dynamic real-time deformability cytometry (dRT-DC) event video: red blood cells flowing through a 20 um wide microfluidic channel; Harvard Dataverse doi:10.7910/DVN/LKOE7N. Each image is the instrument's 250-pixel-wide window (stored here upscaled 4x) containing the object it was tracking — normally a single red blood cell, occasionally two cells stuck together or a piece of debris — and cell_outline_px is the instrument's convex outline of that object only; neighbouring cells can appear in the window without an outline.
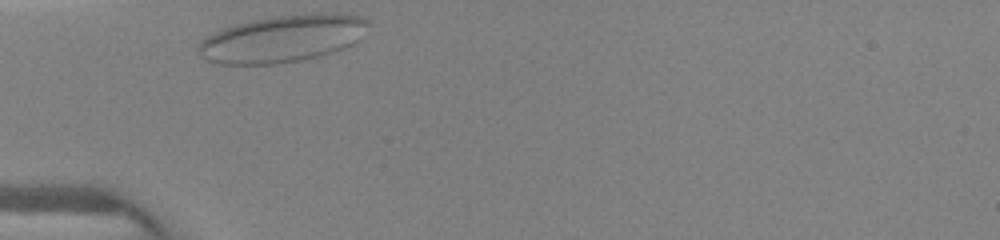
{"species": "human", "species_latin": "Homo sapiens", "temperature_condition": "warm", "stored_images_in_passage": 6, "camera_frame_rate_fps": 3000, "um_per_image_px": 0.085, "donor": {"sex": "female"}, "frame": {"image": 1, "passage_image": 1, "time_ms": 0.0, "image_size_px": [1000, 240], "cell_outline_px": [[368, 24], [360, 40], [352, 44], [332, 52], [300, 60], [272, 64], [220, 64], [208, 60], [200, 56], [196, 48], [200, 40], [204, 36], [220, 28], [252, 20], [276, 16], [336, 12], [344, 12], [356, 16], [364, 20]], "centroid_in_image_um": [23.95, 3.28], "position_along_channel_um": 61.1, "area_um2": 46.59}}
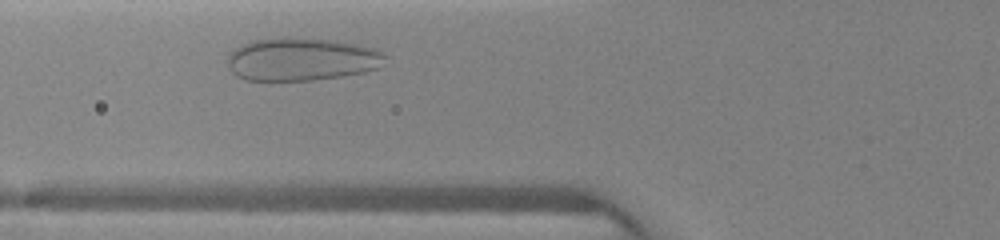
{"frame": {"image": 2, "passage_image": 3, "time_ms": 1.0, "image_size_px": [1000, 240], "cell_outline_px": [[388, 56], [380, 68], [364, 72], [340, 76], [312, 80], [248, 80], [236, 76], [232, 72], [228, 64], [228, 56], [236, 48], [252, 40], [336, 40], [360, 44], [376, 48]], "centroid_in_image_um": [25.72, 5.07], "position_along_channel_um": 100.1, "area_um2": 38.67}}
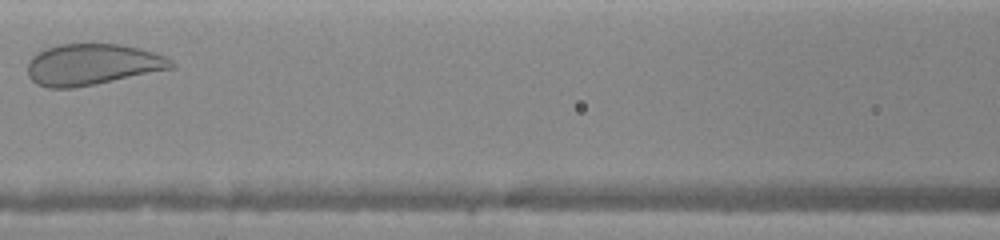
{"frame": {"image": 3, "passage_image": 5, "time_ms": 2.333, "image_size_px": [1000, 240], "cell_outline_px": [[176, 68], [72, 88], [48, 88], [36, 84], [28, 76], [28, 64], [32, 56], [48, 48], [60, 44], [120, 44], [140, 48], [164, 56], [172, 60], [176, 64]], "centroid_in_image_um": [7.87, 5.48], "position_along_channel_um": 158.7, "area_um2": 34.33}}